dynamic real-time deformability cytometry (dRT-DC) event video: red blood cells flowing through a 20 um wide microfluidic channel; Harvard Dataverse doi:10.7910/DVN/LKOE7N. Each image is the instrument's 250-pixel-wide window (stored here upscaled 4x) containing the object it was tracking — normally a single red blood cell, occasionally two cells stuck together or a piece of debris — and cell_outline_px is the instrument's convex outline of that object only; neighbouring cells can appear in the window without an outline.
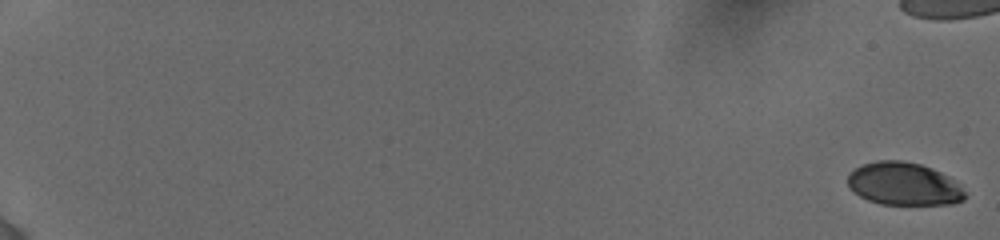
{"species": "human", "species_latin": "Homo sapiens", "temperature_condition": "cold", "stored_images_in_passage": 39, "camera_frame_rate_fps": 3000, "um_per_image_px": 0.085, "donor": {"sex": "female"}, "frame": {"image": 1, "passage_image": 1, "time_ms": 0.0, "image_size_px": [1000, 240], "cell_outline_px": [[968, 196], [964, 200], [952, 204], [880, 204], [868, 200], [860, 196], [848, 188], [848, 172], [864, 164], [876, 160], [904, 160], [920, 164], [932, 168], [948, 176]], "centroid_in_image_um": [76.79, 15.63], "position_along_channel_um": 8.2, "area_um2": 29.25}}